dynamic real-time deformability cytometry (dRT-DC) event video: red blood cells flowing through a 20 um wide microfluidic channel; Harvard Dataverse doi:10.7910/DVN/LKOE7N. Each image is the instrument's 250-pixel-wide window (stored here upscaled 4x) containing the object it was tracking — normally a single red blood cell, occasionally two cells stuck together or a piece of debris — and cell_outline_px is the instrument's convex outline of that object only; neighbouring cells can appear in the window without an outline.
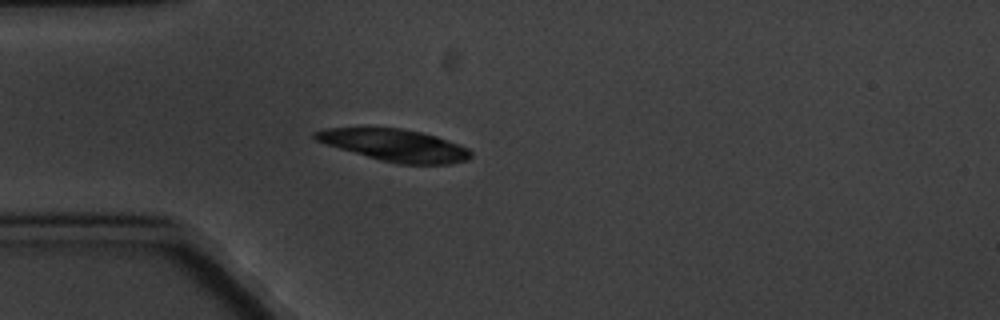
{"species": "common noctule bat (a hibernating species)", "species_latin": "Nyctalus noctula", "temperature_condition": "cold", "stored_images_in_passage": 6, "camera_frame_rate_fps": 3000, "um_per_image_px": 0.085, "animal": {"sex": "male", "body_mass_g": 20.1, "forearm_length_mm": 53.5}, "frame": {"image": 1, "passage_image": 5, "time_ms": 4.667, "image_size_px": [1000, 320], "cell_outline_px": [[472, 156], [468, 160], [448, 164], [396, 164], [380, 160], [340, 148], [316, 140], [312, 136], [312, 132], [324, 128], [400, 128], [420, 132], [436, 136], [460, 144], [468, 148], [472, 152]], "centroid_in_image_um": [33.59, 12.35], "position_along_channel_um": 51.4, "area_um2": 28.9}}